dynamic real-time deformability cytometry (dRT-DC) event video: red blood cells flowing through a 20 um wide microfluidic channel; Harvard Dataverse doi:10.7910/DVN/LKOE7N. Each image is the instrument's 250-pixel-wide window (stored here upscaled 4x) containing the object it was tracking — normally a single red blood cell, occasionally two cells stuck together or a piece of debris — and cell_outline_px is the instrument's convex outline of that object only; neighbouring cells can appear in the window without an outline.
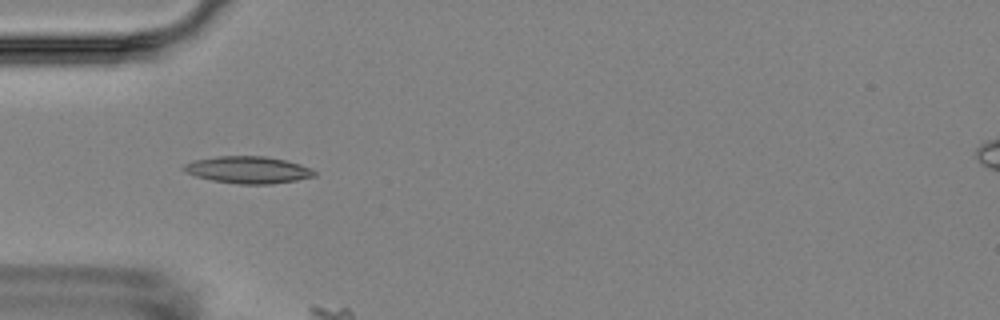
{"species": "Egyptian fruit bat (a non-hibernating species)", "species_latin": "Rousettus aegyptiacus", "temperature_condition": "room temperature", "stored_images_in_passage": 6, "segment_of_instrument_passage": [1, 2], "camera_frame_rate_fps": 3000, "um_per_image_px": 0.085, "animal": {"sex": "female"}, "frame": {"image": 1, "passage_image": 5, "time_ms": 5.667, "image_size_px": [1000, 320], "cell_outline_px": [[316, 176], [296, 180], [272, 184], [236, 184], [212, 180], [196, 176], [180, 168], [184, 164], [192, 160], [216, 156], [264, 156], [284, 160], [300, 164], [312, 168], [316, 172]], "centroid_in_image_um": [21.08, 14.43], "position_along_channel_um": 63.9, "area_um2": 20.63}}